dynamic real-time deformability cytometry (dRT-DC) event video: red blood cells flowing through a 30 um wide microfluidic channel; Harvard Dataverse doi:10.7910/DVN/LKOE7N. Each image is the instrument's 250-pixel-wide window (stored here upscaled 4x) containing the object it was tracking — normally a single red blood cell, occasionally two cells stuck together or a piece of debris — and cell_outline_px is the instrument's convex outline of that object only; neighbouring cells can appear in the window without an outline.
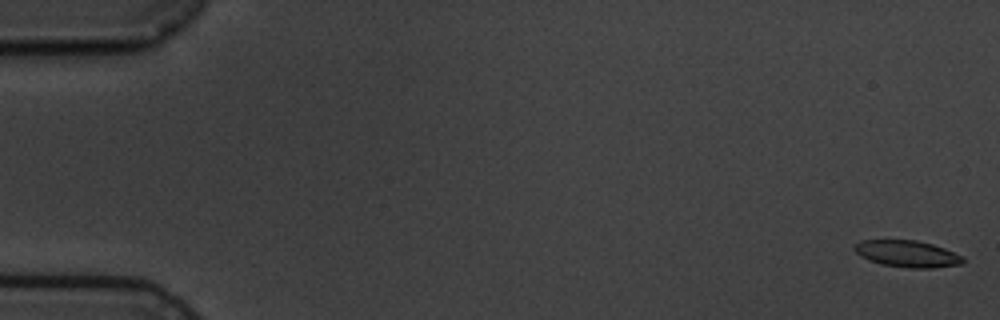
{"species": "common noctule bat (a hibernating species)", "species_latin": "Nyctalus noctula", "temperature_condition": "cold", "stored_images_in_passage": 5, "camera_frame_rate_fps": 3000, "um_per_image_px": 0.085, "animal": {"sex": "male", "body_mass_g": 19.5, "forearm_length_mm": 54.6}, "frame": {"image": 1, "passage_image": 1, "time_ms": 0.0, "image_size_px": [1000, 320], "cell_outline_px": [[964, 260], [960, 264], [932, 268], [908, 268], [880, 264], [868, 260], [860, 256], [852, 248], [860, 240], [916, 240], [932, 244], [944, 248], [964, 256]], "centroid_in_image_um": [77.1, 21.57], "position_along_channel_um": 7.9, "area_um2": 16.94}}
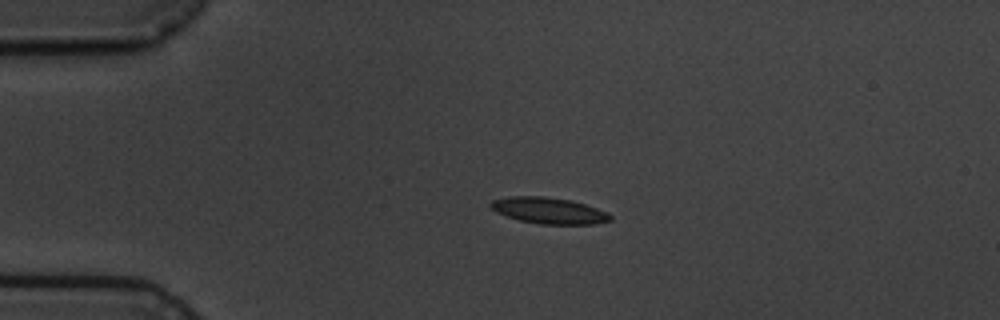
{"frame": {"image": 2, "passage_image": 4, "time_ms": 4.0, "image_size_px": [1000, 320], "cell_outline_px": [[612, 220], [596, 224], [540, 224], [520, 220], [496, 212], [488, 204], [492, 200], [508, 196], [544, 196], [572, 200], [608, 212], [612, 216]], "centroid_in_image_um": [46.66, 17.89], "position_along_channel_um": 38.3, "area_um2": 18.32}}